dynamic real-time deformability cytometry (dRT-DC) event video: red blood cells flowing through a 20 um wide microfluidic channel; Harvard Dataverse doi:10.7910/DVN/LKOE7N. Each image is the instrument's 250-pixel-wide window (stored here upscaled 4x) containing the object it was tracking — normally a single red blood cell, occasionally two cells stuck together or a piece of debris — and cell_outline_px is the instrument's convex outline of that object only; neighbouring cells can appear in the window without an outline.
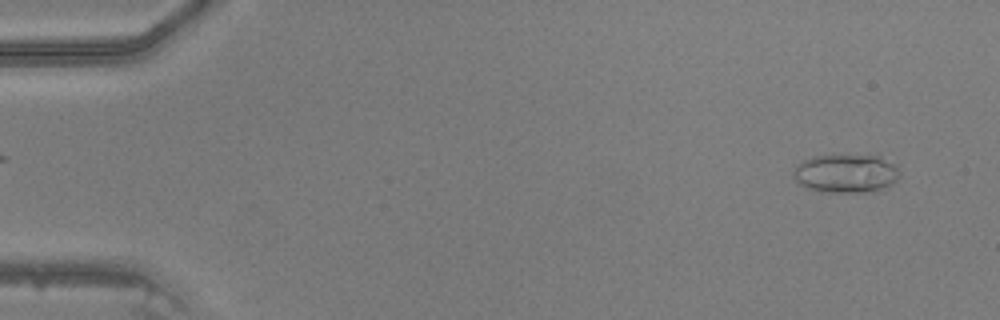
{"species": "common noctule bat (a hibernating species)", "species_latin": "Nyctalus noctula", "temperature_condition": "warm", "stored_images_in_passage": 47, "camera_frame_rate_fps": 3000, "um_per_image_px": 0.085, "animal": {"sex": "male", "body_mass_g": 20.5, "forearm_length_mm": 52.5}, "frame": {"image": 1, "passage_image": 3, "time_ms": 0.667, "image_size_px": [1000, 320], "cell_outline_px": [[900, 176], [892, 184], [872, 192], [820, 192], [808, 188], [800, 184], [792, 176], [792, 172], [796, 164], [812, 156], [880, 152], [896, 164], [900, 172]], "centroid_in_image_um": [71.97, 14.68], "position_along_channel_um": 13.0, "area_um2": 25.2}}
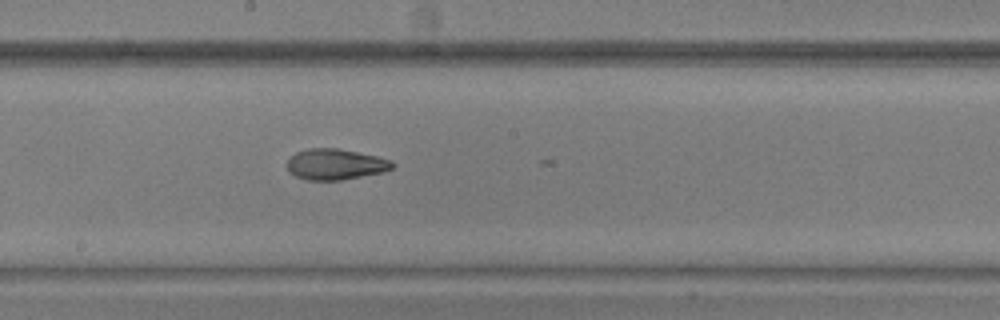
{"frame": {"image": 2, "passage_image": 26, "time_ms": 8.333, "image_size_px": [1000, 320], "cell_outline_px": [[396, 164], [392, 168], [380, 172], [340, 180], [308, 180], [296, 176], [288, 172], [288, 160], [296, 152], [308, 148], [336, 148], [376, 156], [392, 160]], "centroid_in_image_um": [28.49, 13.96], "position_along_channel_um": 219.7, "area_um2": 18.67}}
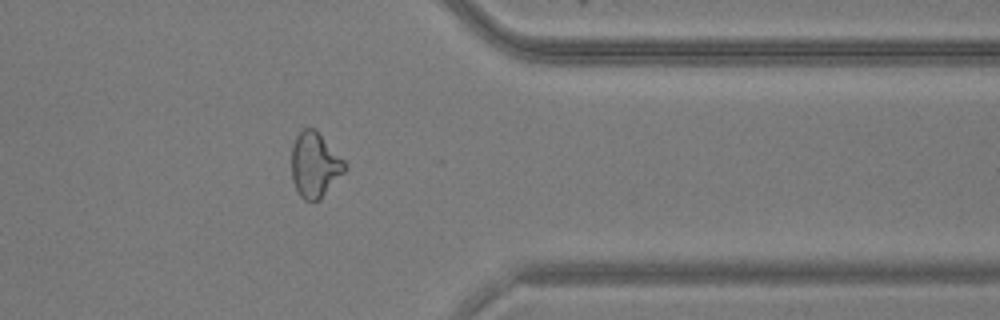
{"frame": {"image": 3, "passage_image": 38, "time_ms": 12.333, "image_size_px": [1000, 320], "cell_outline_px": [[348, 168], [320, 200], [304, 200], [300, 196], [292, 180], [292, 144], [296, 136], [304, 128], [316, 128], [348, 164]], "centroid_in_image_um": [26.78, 14.0], "position_along_channel_um": 384.6, "area_um2": 20.4}}